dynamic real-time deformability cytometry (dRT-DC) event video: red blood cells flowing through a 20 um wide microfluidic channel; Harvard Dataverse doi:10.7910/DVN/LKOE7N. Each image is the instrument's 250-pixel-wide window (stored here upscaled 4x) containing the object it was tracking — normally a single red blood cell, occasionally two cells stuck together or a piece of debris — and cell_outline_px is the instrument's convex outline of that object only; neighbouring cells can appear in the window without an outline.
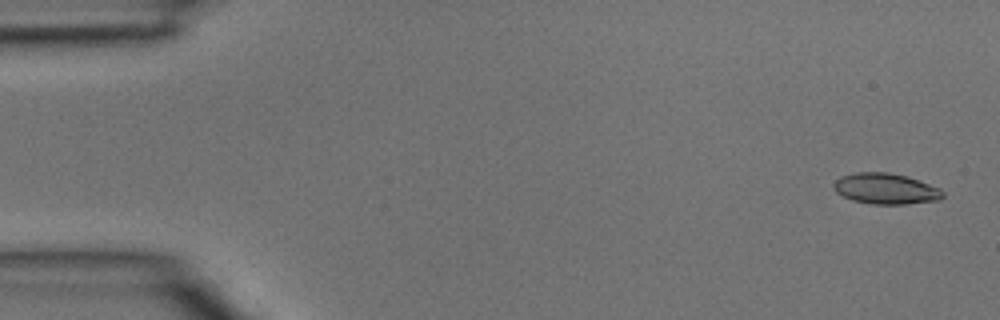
{"species": "common noctule bat (a hibernating species)", "species_latin": "Nyctalus noctula", "temperature_condition": "room temperature", "stored_images_in_passage": 4, "camera_frame_rate_fps": 3000, "um_per_image_px": 0.085, "animal": {"sex": "male", "body_mass_g": 15.6}, "frame": {"image": 1, "passage_image": 1, "time_ms": 0.0, "image_size_px": [1000, 320], "cell_outline_px": [[944, 196], [940, 200], [904, 204], [872, 204], [852, 200], [836, 192], [832, 188], [832, 184], [840, 176], [856, 172], [888, 172], [904, 176], [940, 188], [944, 192]], "centroid_in_image_um": [75.25, 16.04], "position_along_channel_um": 9.7, "area_um2": 19.54}}
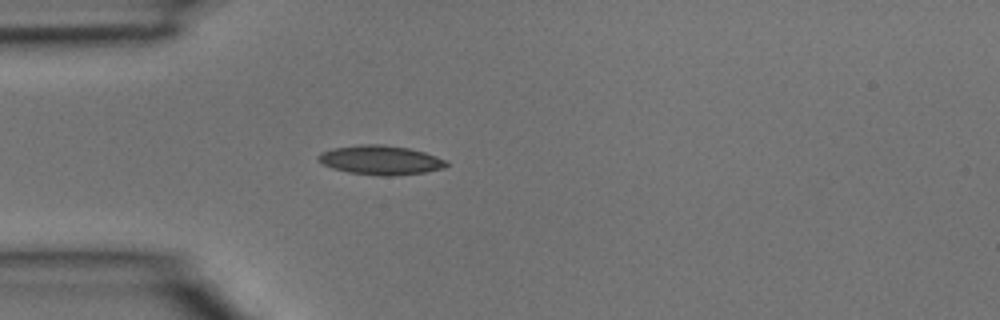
{"frame": {"image": 2, "passage_image": 4, "time_ms": 1.0, "image_size_px": [1000, 320], "cell_outline_px": [[448, 164], [444, 168], [424, 172], [392, 176], [380, 176], [348, 172], [332, 168], [316, 160], [316, 156], [320, 152], [332, 148], [360, 144], [380, 144], [408, 148], [424, 152], [436, 156], [444, 160]], "centroid_in_image_um": [32.29, 13.6], "position_along_channel_um": 52.7, "area_um2": 21.85}}